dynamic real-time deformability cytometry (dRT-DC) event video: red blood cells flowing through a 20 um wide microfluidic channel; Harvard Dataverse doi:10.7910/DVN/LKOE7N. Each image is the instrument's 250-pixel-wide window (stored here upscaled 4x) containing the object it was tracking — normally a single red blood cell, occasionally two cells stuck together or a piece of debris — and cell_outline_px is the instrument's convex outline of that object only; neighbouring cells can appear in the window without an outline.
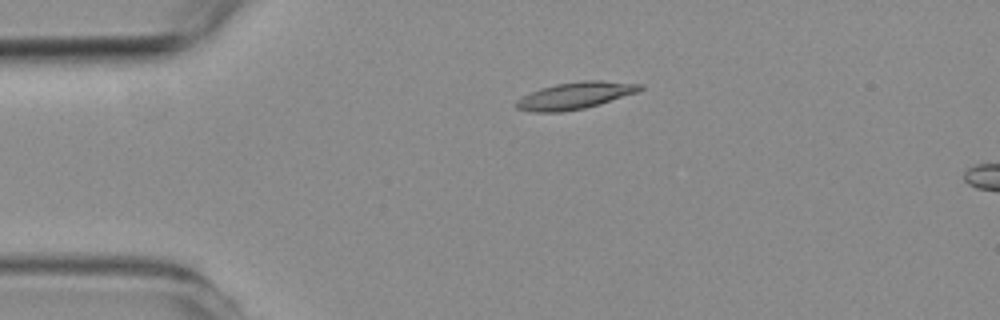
{"species": "common noctule bat (a hibernating species)", "species_latin": "Nyctalus noctula", "temperature_condition": "room temperature", "stored_images_in_passage": 5, "camera_frame_rate_fps": 3000, "um_per_image_px": 0.085, "animal": {"sex": "female", "body_mass_g": 19.3, "forearm_length_mm": 54.1}, "frame": {"image": 1, "passage_image": 2, "time_ms": 1.0, "image_size_px": [1000, 320], "cell_outline_px": [[644, 88], [636, 92], [600, 104], [584, 108], [564, 112], [532, 112], [516, 108], [512, 104], [516, 100], [540, 88], [556, 84], [580, 80], [600, 80], [644, 84]], "centroid_in_image_um": [48.87, 8.12], "position_along_channel_um": 36.1, "area_um2": 19.48}}